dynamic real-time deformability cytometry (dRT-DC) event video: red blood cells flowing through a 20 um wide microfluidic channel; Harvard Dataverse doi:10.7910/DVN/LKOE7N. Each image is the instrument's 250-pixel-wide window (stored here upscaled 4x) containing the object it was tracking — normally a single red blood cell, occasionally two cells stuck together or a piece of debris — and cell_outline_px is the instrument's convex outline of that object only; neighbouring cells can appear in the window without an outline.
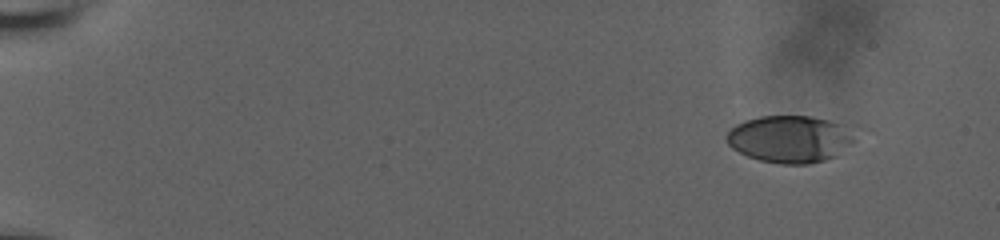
{"species": "human", "species_latin": "Homo sapiens", "temperature_condition": "room temperature", "stored_images_in_passage": 41, "camera_frame_rate_fps": 3000, "um_per_image_px": 0.085, "donor": {"sex": "male"}, "frame": {"image": 1, "passage_image": 1, "time_ms": 0.0, "image_size_px": [1000, 240], "cell_outline_px": [[876, 132], [836, 156], [824, 160], [808, 164], [780, 164], [760, 160], [748, 156], [732, 148], [728, 144], [724, 136], [736, 124], [744, 120], [760, 116], [808, 116], [856, 124], [868, 128]], "centroid_in_image_um": [67.53, 11.77], "position_along_channel_um": 17.5, "area_um2": 37.92}}
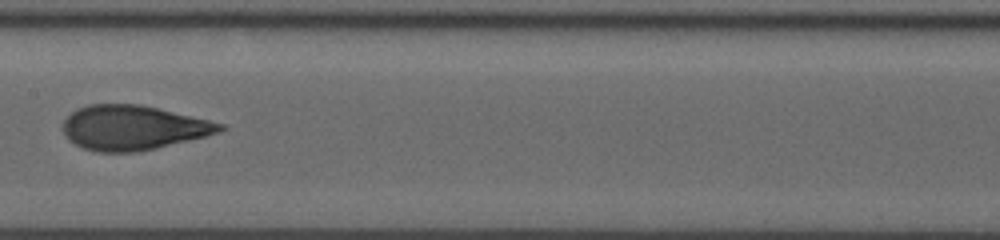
{"frame": {"image": 2, "passage_image": 18, "time_ms": 9.0, "image_size_px": [1000, 240], "cell_outline_px": [[228, 128], [204, 136], [156, 148], [136, 152], [100, 152], [84, 148], [68, 140], [64, 132], [64, 120], [76, 108], [88, 104], [140, 104], [208, 120], [224, 124]], "centroid_in_image_um": [11.28, 10.85], "position_along_channel_um": 196.1, "area_um2": 40.34}}
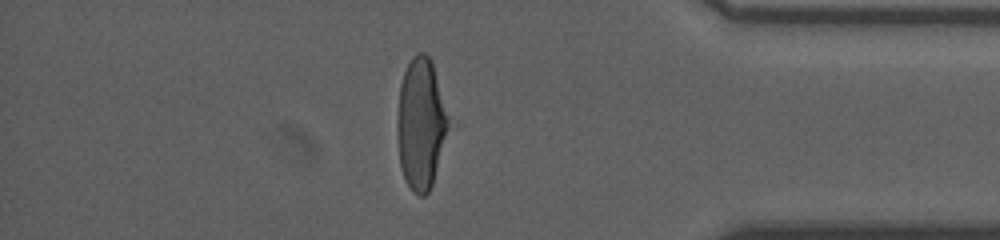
{"frame": {"image": 3, "passage_image": 34, "time_ms": 15.0, "image_size_px": [1000, 240], "cell_outline_px": [[448, 128], [432, 184], [428, 192], [424, 196], [420, 196], [412, 192], [404, 176], [400, 164], [396, 132], [396, 120], [400, 84], [404, 72], [412, 56], [416, 52], [424, 52], [432, 60], [448, 116]], "centroid_in_image_um": [35.74, 10.49], "position_along_channel_um": 399.5, "area_um2": 38.9}, "authors_computed_cell_mechanics": {"area_um2": 39.4774, "velocity_mm_per_s": 3.7533, "shape_relaxation_time_tau1_ms": 6.1942, "shape_relaxation_time_tau2_ms": 1.3339, "deformation_change_tau1": 0.2329, "deformation_change_tau2": 0.0853}}